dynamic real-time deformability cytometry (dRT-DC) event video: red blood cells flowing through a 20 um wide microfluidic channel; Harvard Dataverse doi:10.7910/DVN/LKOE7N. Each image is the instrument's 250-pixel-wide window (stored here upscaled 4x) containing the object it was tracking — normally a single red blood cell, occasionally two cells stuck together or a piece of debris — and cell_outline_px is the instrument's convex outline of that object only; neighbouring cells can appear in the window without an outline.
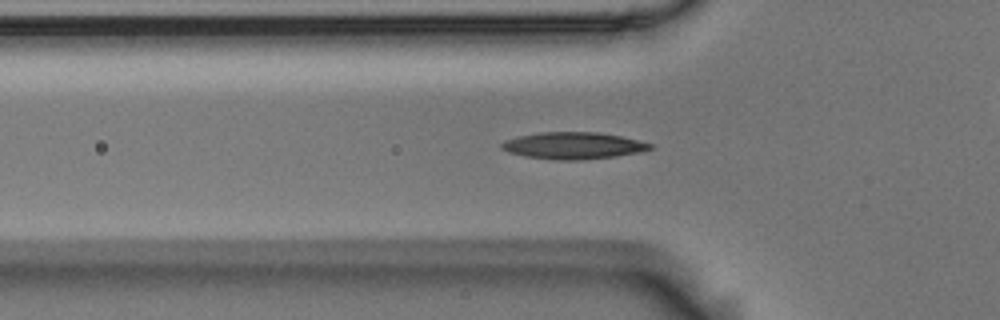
{"species": "Egyptian fruit bat (a non-hibernating species)", "species_latin": "Rousettus aegyptiacus", "temperature_condition": "room temperature", "stored_images_in_passage": 52, "camera_frame_rate_fps": 3000, "um_per_image_px": 0.085, "animal": {"sex": "male"}, "frame": {"image": 1, "passage_image": 15, "time_ms": 4.667, "image_size_px": [1000, 320], "cell_outline_px": [[652, 148], [644, 152], [616, 156], [580, 160], [552, 160], [524, 156], [508, 152], [500, 148], [500, 144], [504, 140], [520, 136], [540, 132], [600, 132], [620, 136], [652, 144]], "centroid_in_image_um": [48.71, 12.38], "position_along_channel_um": 77.1, "area_um2": 23.35}}
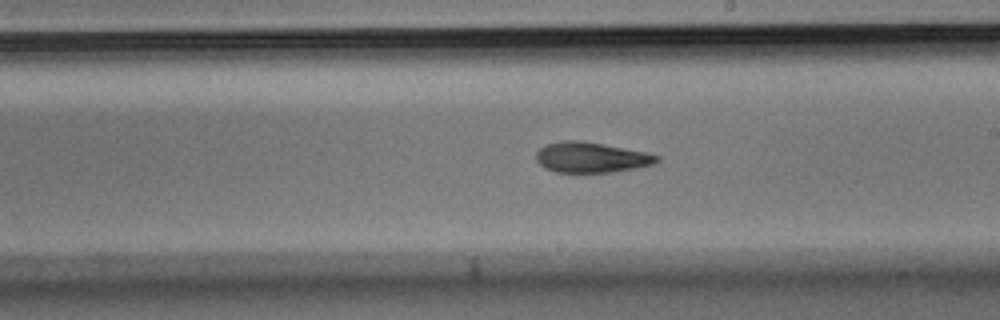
{"frame": {"image": 2, "passage_image": 28, "time_ms": 9.0, "image_size_px": [1000, 320], "cell_outline_px": [[660, 160], [652, 164], [636, 168], [612, 172], [556, 172], [544, 168], [536, 160], [536, 152], [540, 148], [548, 144], [560, 140], [580, 140], [644, 152], [660, 156]], "centroid_in_image_um": [50.22, 13.38], "position_along_channel_um": 238.8, "area_um2": 21.21}}
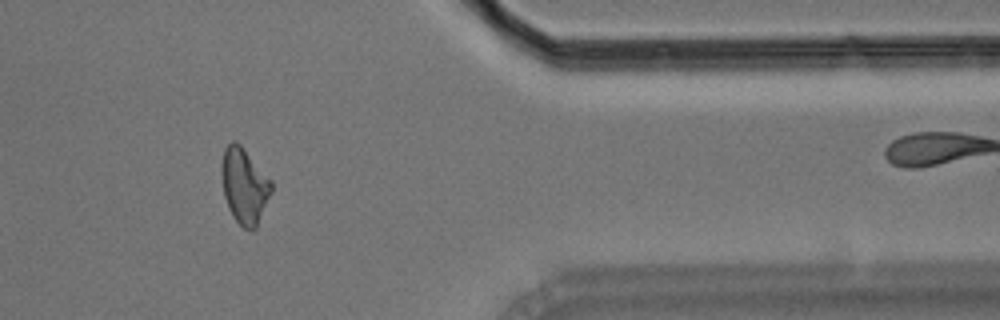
{"frame": {"image": 3, "passage_image": 42, "time_ms": 13.667, "image_size_px": [1000, 320], "cell_outline_px": [[272, 192], [256, 228], [244, 228], [232, 216], [228, 208], [224, 196], [220, 172], [220, 168], [224, 148], [232, 140], [236, 140], [244, 148], [272, 180]], "centroid_in_image_um": [20.76, 15.75], "position_along_channel_um": 390.6, "area_um2": 22.14}, "authors_computed_cell_mechanics": {"area_um2": 21.5016, "velocity_mm_per_s": 3.7117, "shape_relaxation_time_tau1_ms": 9.1838, "shape_relaxation_time_tau2_ms": 5.7104, "deformation_change_tau1": 0.207, "deformation_change_tau2": 0.1395}}